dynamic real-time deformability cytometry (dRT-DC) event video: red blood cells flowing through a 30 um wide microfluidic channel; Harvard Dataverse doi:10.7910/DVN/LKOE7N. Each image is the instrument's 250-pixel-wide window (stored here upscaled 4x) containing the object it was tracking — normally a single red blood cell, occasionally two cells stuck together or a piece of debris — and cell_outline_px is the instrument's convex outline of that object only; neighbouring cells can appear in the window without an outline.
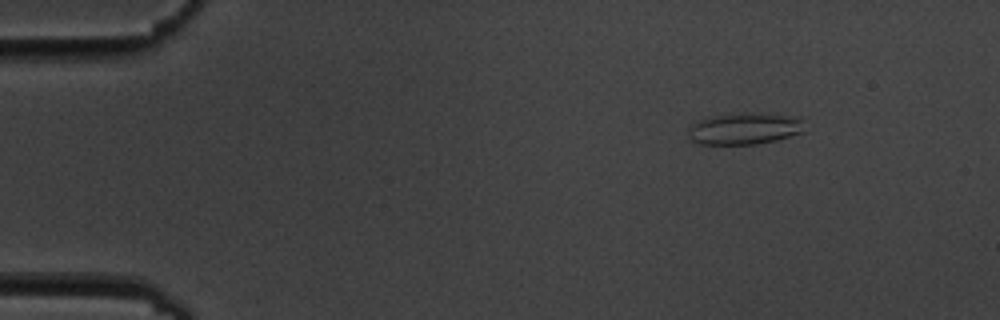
{"species": "common noctule bat (a hibernating species)", "species_latin": "Nyctalus noctula", "temperature_condition": "cold", "stored_images_in_passage": 5, "camera_frame_rate_fps": 3000, "um_per_image_px": 0.085, "animal": {"sex": "male", "body_mass_g": 19.5, "forearm_length_mm": 54.6}, "frame": {"image": 1, "passage_image": 1, "time_ms": 0.0, "image_size_px": [1000, 320], "cell_outline_px": [[804, 132], [776, 140], [756, 144], [700, 144], [692, 140], [688, 136], [688, 124], [712, 116], [728, 112], [752, 112], [800, 116], [804, 120]], "centroid_in_image_um": [63.3, 10.9], "position_along_channel_um": 21.7, "area_um2": 22.14}}
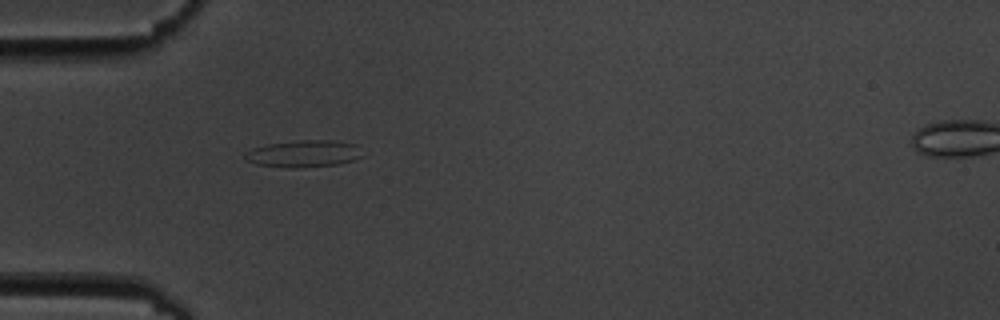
{"frame": {"image": 2, "passage_image": 4, "time_ms": 3.333, "image_size_px": [1000, 320], "cell_outline_px": [[364, 156], [352, 160], [336, 164], [300, 168], [288, 168], [256, 164], [244, 160], [244, 152], [252, 148], [268, 144], [300, 140], [336, 140], [356, 144]], "centroid_in_image_um": [25.79, 13.06], "position_along_channel_um": 59.2, "area_um2": 18.61}}